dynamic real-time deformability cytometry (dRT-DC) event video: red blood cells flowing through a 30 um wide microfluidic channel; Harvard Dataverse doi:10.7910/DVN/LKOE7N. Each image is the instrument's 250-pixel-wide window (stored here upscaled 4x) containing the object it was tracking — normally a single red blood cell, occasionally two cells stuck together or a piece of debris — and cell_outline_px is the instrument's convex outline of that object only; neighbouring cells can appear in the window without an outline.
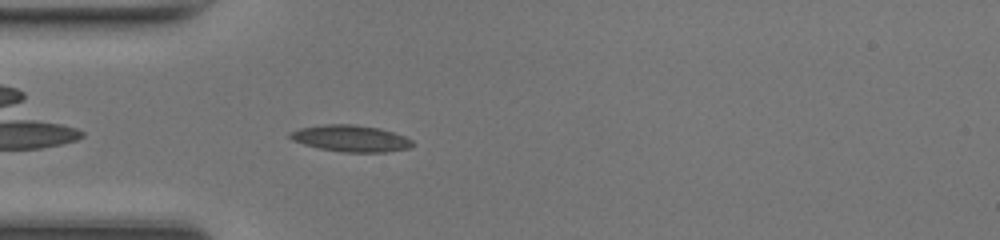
{"species": "common noctule bat (a hibernating species)", "species_latin": "Nyctalus noctula", "temperature_condition": "room temperature", "stored_images_in_passage": 36, "camera_frame_rate_fps": 3000, "um_per_image_px": 0.085, "animal": {"sex": "female", "body_mass_g": 17.0, "forearm_length_mm": 48.0}, "frame": {"image": 1, "passage_image": 3, "time_ms": 0.667, "image_size_px": [1000, 240], "cell_outline_px": [[412, 144], [408, 148], [384, 152], [344, 152], [320, 148], [304, 144], [292, 140], [288, 136], [288, 132], [300, 128], [324, 124], [352, 124], [380, 128], [404, 136], [412, 140]], "centroid_in_image_um": [29.77, 11.75], "position_along_channel_um": 55.2, "area_um2": 18.79}}
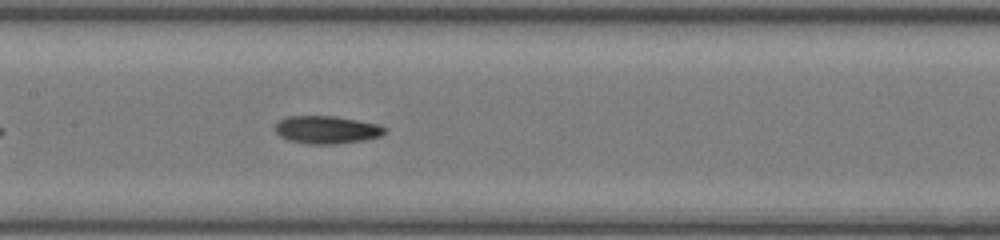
{"frame": {"image": 2, "passage_image": 12, "time_ms": 3.667, "image_size_px": [1000, 240], "cell_outline_px": [[388, 132], [380, 136], [364, 140], [336, 144], [308, 144], [288, 140], [280, 136], [276, 132], [276, 124], [280, 120], [288, 116], [336, 116], [380, 124], [388, 128]], "centroid_in_image_um": [27.83, 11.03], "position_along_channel_um": 179.6, "area_um2": 17.92}}
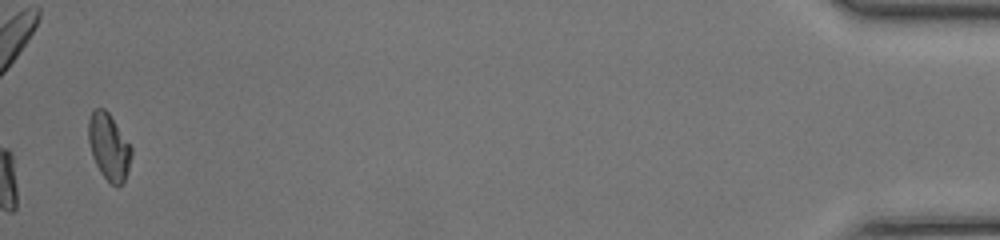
{"frame": {"image": 3, "passage_image": 36, "time_ms": 11.667, "image_size_px": [1000, 240], "cell_outline_px": [[132, 156], [128, 172], [124, 184], [116, 188], [100, 172], [92, 156], [88, 140], [88, 120], [92, 108], [104, 108], [108, 112], [132, 148]], "centroid_in_image_um": [9.25, 12.49], "position_along_channel_um": 425.9, "area_um2": 16.82}, "authors_computed_cell_mechanics": {"area_um2": 17.9469, "velocity_mm_per_s": 4.2923, "shape_relaxation_time_tau1_ms": 6.2604, "shape_relaxation_time_tau2_ms": 3.4501, "deformation_change_tau1": 0.168, "deformation_change_tau2": 0.0879}}